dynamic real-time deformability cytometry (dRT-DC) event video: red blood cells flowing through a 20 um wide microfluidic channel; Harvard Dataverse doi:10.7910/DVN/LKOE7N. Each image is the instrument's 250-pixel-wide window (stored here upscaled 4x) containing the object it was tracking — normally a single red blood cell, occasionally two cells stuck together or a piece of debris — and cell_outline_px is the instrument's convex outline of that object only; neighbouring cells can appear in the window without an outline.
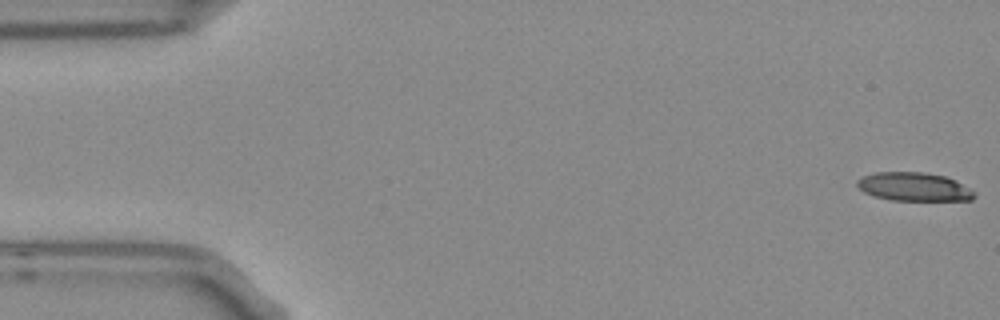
{"species": "Egyptian fruit bat (a non-hibernating species)", "species_latin": "Rousettus aegyptiacus", "temperature_condition": "room temperature", "stored_images_in_passage": 5, "camera_frame_rate_fps": 3000, "um_per_image_px": 0.085, "frame": {"image": 1, "passage_image": 1, "time_ms": 0.0, "image_size_px": [1000, 320], "cell_outline_px": [[976, 196], [972, 200], [892, 200], [872, 196], [864, 192], [856, 184], [856, 180], [872, 172], [924, 172], [944, 176], [956, 180], [976, 192]], "centroid_in_image_um": [77.69, 15.87], "position_along_channel_um": 7.3, "area_um2": 19.59}}
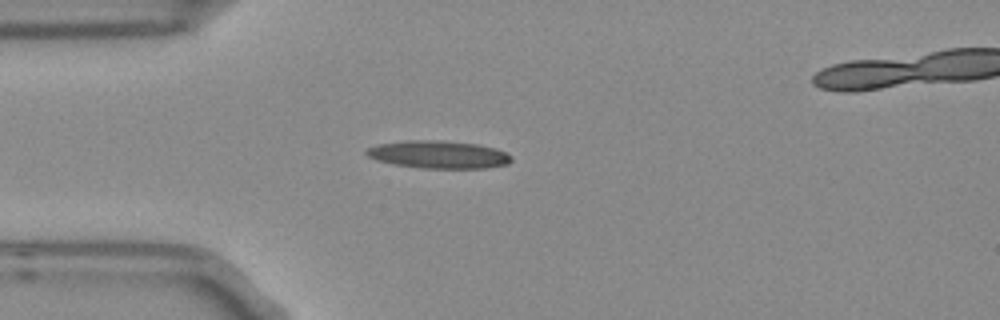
{"frame": {"image": 2, "passage_image": 4, "time_ms": 1.0, "image_size_px": [1000, 320], "cell_outline_px": [[512, 160], [508, 164], [488, 168], [424, 168], [396, 164], [376, 160], [368, 156], [364, 152], [368, 148], [380, 144], [408, 140], [440, 140], [476, 144], [496, 148], [512, 156]], "centroid_in_image_um": [37.31, 13.13], "position_along_channel_um": 47.7, "area_um2": 23.24}}